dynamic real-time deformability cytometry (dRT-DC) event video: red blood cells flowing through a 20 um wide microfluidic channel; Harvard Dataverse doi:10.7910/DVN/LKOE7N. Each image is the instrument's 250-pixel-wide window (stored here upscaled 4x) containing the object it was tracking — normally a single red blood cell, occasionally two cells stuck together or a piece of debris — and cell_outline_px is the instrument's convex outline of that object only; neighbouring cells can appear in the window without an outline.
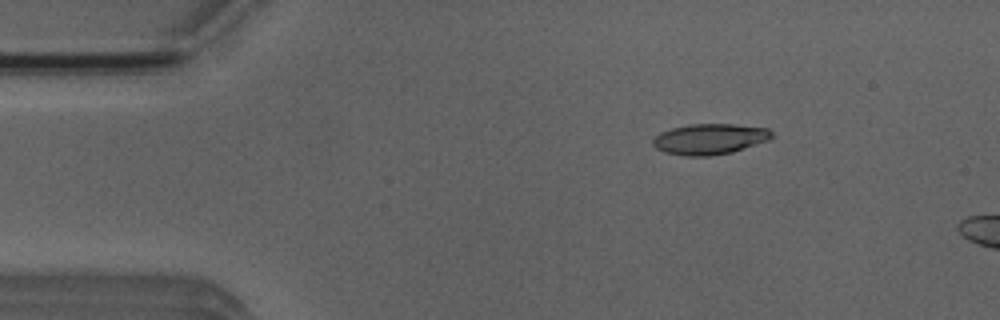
{"species": "Egyptian fruit bat (a non-hibernating species)", "species_latin": "Rousettus aegyptiacus", "temperature_condition": "room temperature", "stored_images_in_passage": 2, "camera_frame_rate_fps": 3000, "um_per_image_px": 0.085, "animal": {"sex": "male"}, "frame": {"image": 1, "passage_image": 1, "time_ms": 0.0, "image_size_px": [1000, 320], "cell_outline_px": [[772, 140], [732, 152], [708, 156], [684, 156], [664, 152], [656, 148], [652, 144], [652, 140], [660, 132], [672, 128], [688, 124], [736, 124], [768, 128], [772, 132]], "centroid_in_image_um": [60.35, 11.82], "position_along_channel_um": 24.7, "area_um2": 21.5}}